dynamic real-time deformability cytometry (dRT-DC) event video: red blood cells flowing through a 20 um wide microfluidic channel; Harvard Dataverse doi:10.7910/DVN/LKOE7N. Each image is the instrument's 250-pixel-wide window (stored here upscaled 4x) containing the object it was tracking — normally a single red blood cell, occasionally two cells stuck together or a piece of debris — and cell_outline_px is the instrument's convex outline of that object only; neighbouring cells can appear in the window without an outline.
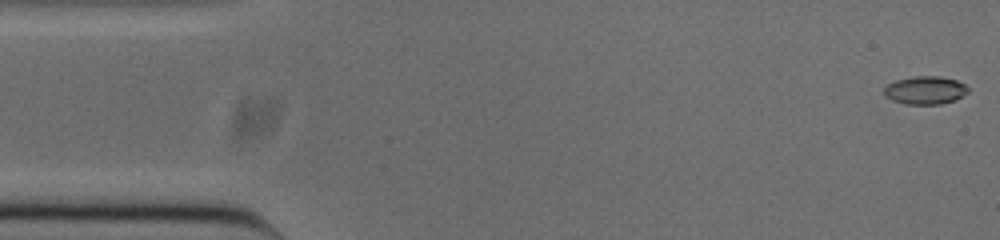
{"species": "common noctule bat (a hibernating species)", "species_latin": "Nyctalus noctula", "temperature_condition": "cold", "stored_images_in_passage": 50, "camera_frame_rate_fps": 3000, "um_per_image_px": 0.085, "animal": {"sex": "male", "body_mass_g": 20.0, "forearm_length_mm": 53.3}, "frame": {"image": 1, "passage_image": 1, "time_ms": 0.0, "image_size_px": [1000, 240], "cell_outline_px": [[968, 92], [956, 100], [940, 104], [904, 104], [892, 100], [884, 96], [884, 88], [888, 84], [896, 80], [916, 76], [940, 76], [956, 80], [964, 84], [968, 88]], "centroid_in_image_um": [78.64, 7.67], "position_along_channel_um": 6.4, "area_um2": 13.76}}
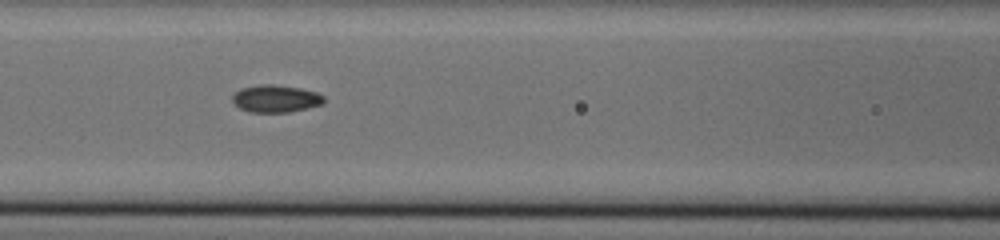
{"frame": {"image": 2, "passage_image": 21, "time_ms": 6.667, "image_size_px": [1000, 240], "cell_outline_px": [[324, 104], [308, 108], [288, 112], [248, 112], [240, 108], [232, 100], [232, 96], [240, 88], [260, 84], [272, 84], [300, 88], [316, 92], [324, 96]], "centroid_in_image_um": [23.44, 8.38], "position_along_channel_um": 143.2, "area_um2": 14.62}}
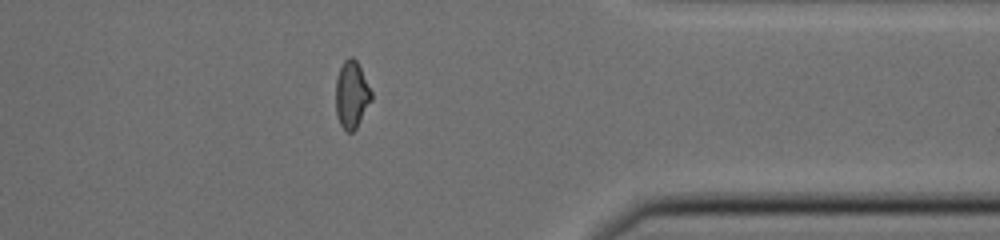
{"frame": {"image": 3, "passage_image": 41, "time_ms": 13.333, "image_size_px": [1000, 240], "cell_outline_px": [[372, 100], [356, 128], [352, 132], [348, 132], [340, 124], [336, 116], [336, 80], [340, 68], [344, 60], [348, 56], [352, 56], [356, 60], [372, 92]], "centroid_in_image_um": [29.89, 8.04], "position_along_channel_um": 381.5, "area_um2": 13.87}, "authors_computed_cell_mechanics": {"area_um2": 14.0743, "velocity_mm_per_s": 3.8583, "shape_relaxation_time_tau1_ms": null, "shape_relaxation_time_tau2_ms": 1.5748, "deformation_change_tau1": null, "deformation_change_tau2": 0.0596}}